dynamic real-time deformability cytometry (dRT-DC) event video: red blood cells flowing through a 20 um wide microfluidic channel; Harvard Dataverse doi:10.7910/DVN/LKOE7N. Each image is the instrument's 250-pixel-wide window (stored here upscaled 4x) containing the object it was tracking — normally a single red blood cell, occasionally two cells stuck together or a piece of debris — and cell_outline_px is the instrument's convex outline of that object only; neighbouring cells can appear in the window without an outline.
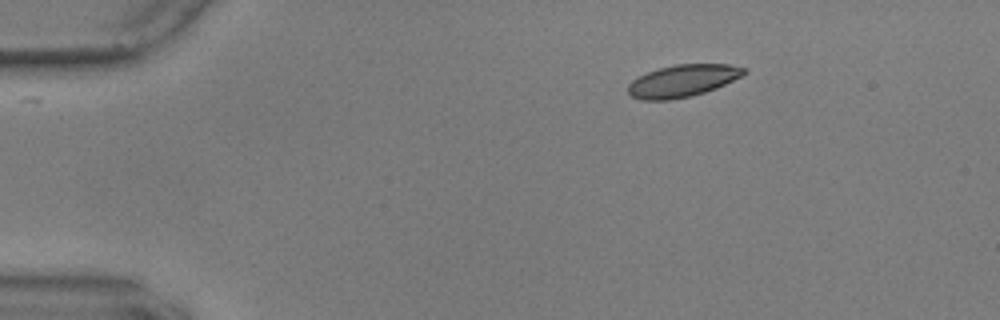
{"species": "common noctule bat (a hibernating species)", "species_latin": "Nyctalus noctula", "temperature_condition": "warm", "stored_images_in_passage": 48, "camera_frame_rate_fps": 3000, "um_per_image_px": 0.085, "animal": {"sex": "male", "body_mass_g": 17.9, "forearm_length_mm": 54.2}, "frame": {"image": 1, "passage_image": 1, "time_ms": 0.0, "image_size_px": [1000, 320], "cell_outline_px": [[748, 72], [716, 88], [692, 96], [668, 100], [640, 100], [632, 96], [628, 92], [628, 84], [632, 80], [648, 72], [660, 68], [676, 64], [728, 64], [748, 68]], "centroid_in_image_um": [58.03, 6.87], "position_along_channel_um": 27.0, "area_um2": 21.62}}
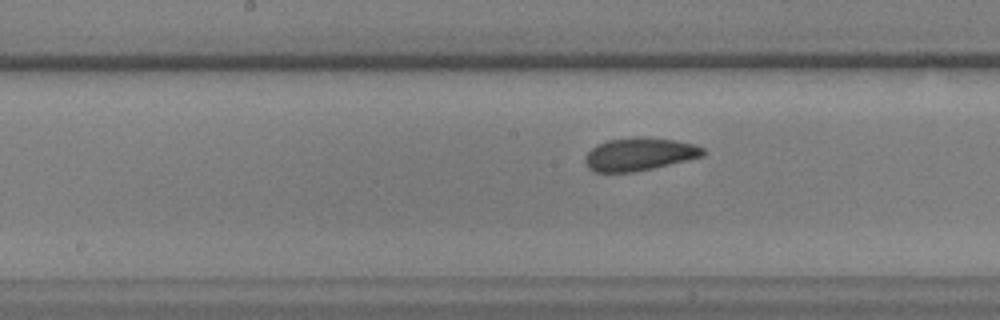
{"frame": {"image": 2, "passage_image": 21, "time_ms": 6.667, "image_size_px": [1000, 320], "cell_outline_px": [[704, 156], [688, 160], [652, 168], [632, 172], [592, 172], [588, 168], [584, 160], [584, 156], [596, 144], [608, 140], [636, 136], [640, 136], [672, 140], [692, 144], [704, 148]], "centroid_in_image_um": [54.29, 13.11], "position_along_channel_um": 193.9, "area_um2": 22.6}}
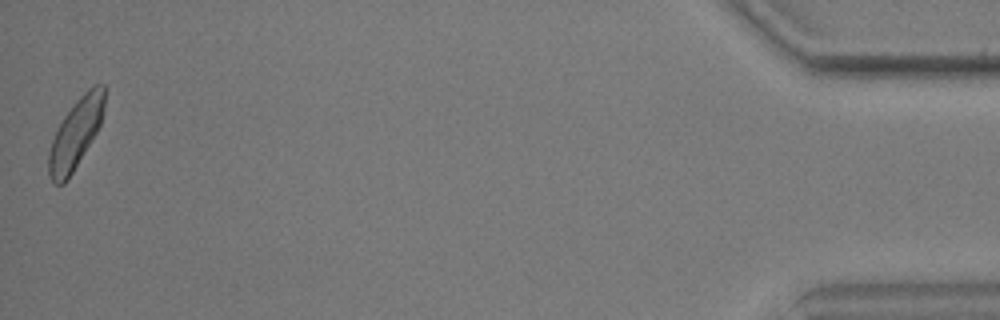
{"frame": {"image": 3, "passage_image": 48, "time_ms": 15.667, "image_size_px": [1000, 320], "cell_outline_px": [[104, 108], [100, 124], [96, 132], [72, 172], [64, 184], [56, 184], [48, 176], [48, 152], [52, 140], [64, 116], [76, 100], [92, 84], [104, 84]], "centroid_in_image_um": [6.42, 11.34], "position_along_channel_um": 428.8, "area_um2": 22.14}, "authors_computed_cell_mechanics": {"area_um2": 22.542, "velocity_mm_per_s": 3.5766, "shape_relaxation_time_tau1_ms": 2.7615, "shape_relaxation_time_tau2_ms": 1.8336, "deformation_change_tau1": 0.0863, "deformation_change_tau2": 0.0656}}